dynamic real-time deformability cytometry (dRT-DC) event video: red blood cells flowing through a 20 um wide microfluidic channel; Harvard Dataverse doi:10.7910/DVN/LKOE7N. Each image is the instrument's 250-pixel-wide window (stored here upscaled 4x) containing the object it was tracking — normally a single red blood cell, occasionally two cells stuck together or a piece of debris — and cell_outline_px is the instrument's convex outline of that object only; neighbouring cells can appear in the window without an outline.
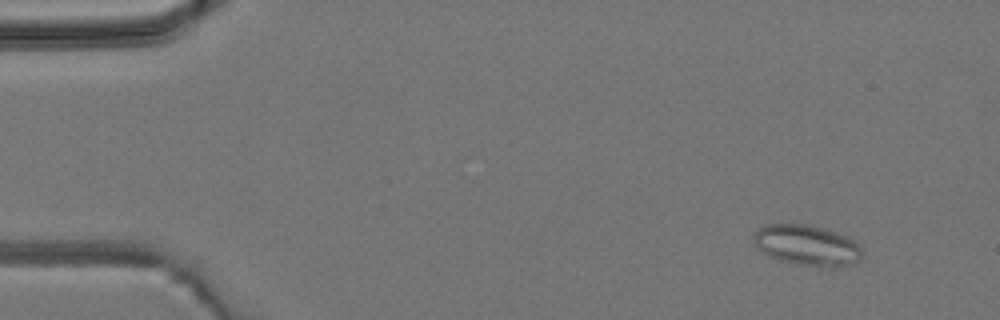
{"species": "common noctule bat (a hibernating species)", "species_latin": "Nyctalus noctula", "temperature_condition": "room temperature", "stored_images_in_passage": 3, "camera_frame_rate_fps": 3000, "um_per_image_px": 0.085, "animal": {"sex": "male", "body_mass_g": 19.2, "forearm_length_mm": 51.8}, "frame": {"image": 1, "passage_image": 1, "time_ms": 0.0, "image_size_px": [1000, 320], "cell_outline_px": [[860, 256], [856, 264], [840, 268], [820, 268], [796, 264], [780, 260], [768, 256], [752, 240], [752, 236], [764, 224], [808, 224], [824, 228], [848, 236], [860, 248]], "centroid_in_image_um": [68.61, 20.87], "position_along_channel_um": 16.4, "area_um2": 25.95}}